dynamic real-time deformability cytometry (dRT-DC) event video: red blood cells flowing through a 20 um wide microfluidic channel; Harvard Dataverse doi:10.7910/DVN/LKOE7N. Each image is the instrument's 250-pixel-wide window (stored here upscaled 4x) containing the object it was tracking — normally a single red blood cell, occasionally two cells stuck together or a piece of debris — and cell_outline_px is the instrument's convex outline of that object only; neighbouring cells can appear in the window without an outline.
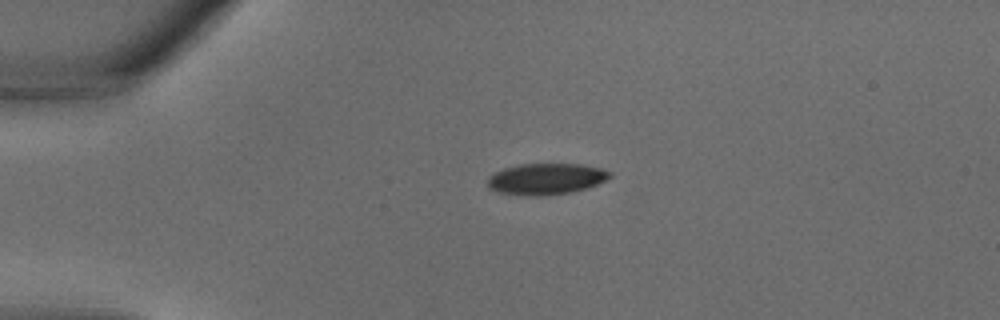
{"species": "common noctule bat (a hibernating species)", "species_latin": "Nyctalus noctula", "temperature_condition": "warm", "stored_images_in_passage": 6, "camera_frame_rate_fps": 3000, "um_per_image_px": 0.085, "animal": {"sex": "male", "body_mass_g": 18.8}, "frame": {"image": 1, "passage_image": 1, "time_ms": 0.0, "image_size_px": [1000, 320], "cell_outline_px": [[612, 176], [596, 184], [584, 188], [568, 192], [544, 196], [524, 196], [496, 192], [488, 188], [488, 176], [504, 168], [520, 164], [580, 164], [600, 168], [612, 172]], "centroid_in_image_um": [46.36, 15.21], "position_along_channel_um": 38.6, "area_um2": 22.2}}
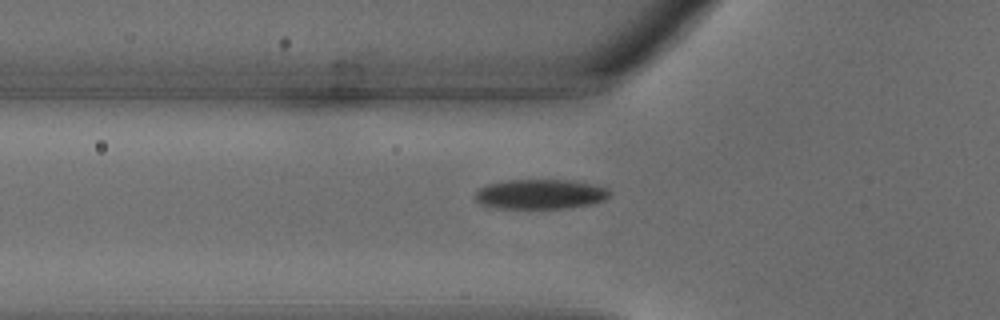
{"frame": {"image": 2, "passage_image": 5, "time_ms": 1.333, "image_size_px": [1000, 320], "cell_outline_px": [[612, 196], [604, 200], [592, 204], [568, 208], [492, 208], [480, 204], [476, 200], [476, 192], [480, 188], [488, 184], [508, 180], [568, 180], [592, 184], [608, 188], [612, 192]], "centroid_in_image_um": [45.97, 16.51], "position_along_channel_um": 79.8, "area_um2": 23.47}}